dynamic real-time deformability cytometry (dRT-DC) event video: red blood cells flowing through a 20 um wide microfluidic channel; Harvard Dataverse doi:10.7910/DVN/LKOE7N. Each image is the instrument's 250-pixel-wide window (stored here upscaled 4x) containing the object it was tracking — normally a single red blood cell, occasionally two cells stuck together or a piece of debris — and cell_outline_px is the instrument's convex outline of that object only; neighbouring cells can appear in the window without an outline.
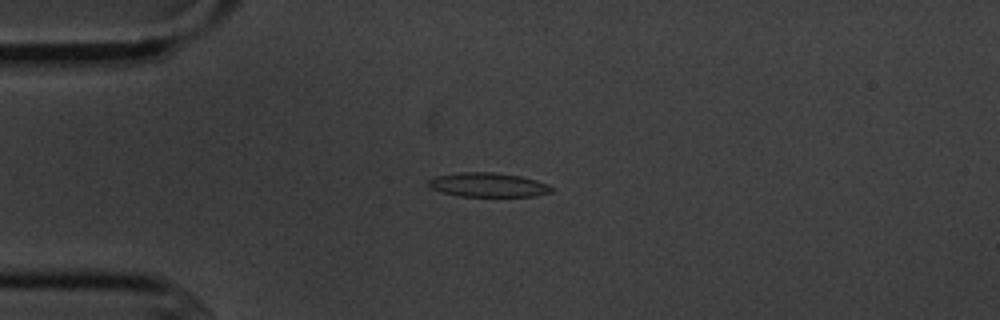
{"species": "common noctule bat (a hibernating species)", "species_latin": "Nyctalus noctula", "temperature_condition": "cold", "stored_images_in_passage": 8, "camera_frame_rate_fps": 3000, "um_per_image_px": 0.085, "animal": {"sex": "male", "body_mass_g": 20.1, "forearm_length_mm": 53.5}, "frame": {"image": 1, "passage_image": 2, "time_ms": 2.333, "image_size_px": [1000, 320], "cell_outline_px": [[552, 192], [536, 196], [460, 196], [440, 192], [428, 188], [428, 180], [436, 176], [460, 172], [492, 172], [520, 176], [536, 180], [548, 184], [552, 188]], "centroid_in_image_um": [41.45, 15.71], "position_along_channel_um": 43.5, "area_um2": 17.4}}
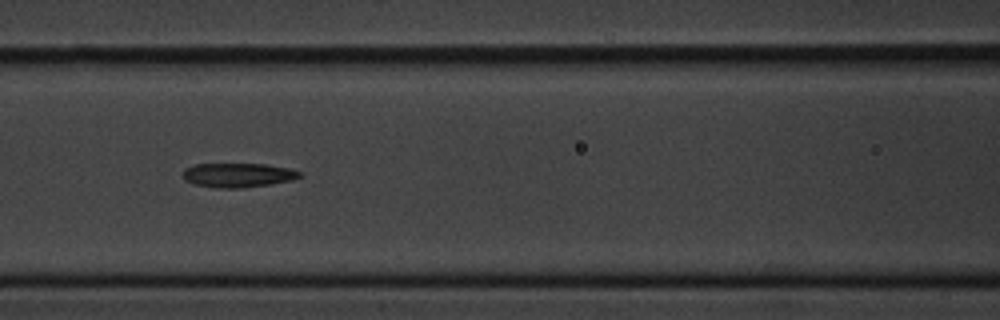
{"frame": {"image": 2, "passage_image": 5, "time_ms": 5.667, "image_size_px": [1000, 320], "cell_outline_px": [[300, 176], [292, 180], [272, 184], [244, 188], [216, 188], [196, 184], [184, 180], [184, 168], [196, 164], [264, 164], [288, 168], [300, 172]], "centroid_in_image_um": [20.22, 14.89], "position_along_channel_um": 146.4, "area_um2": 16.42}}
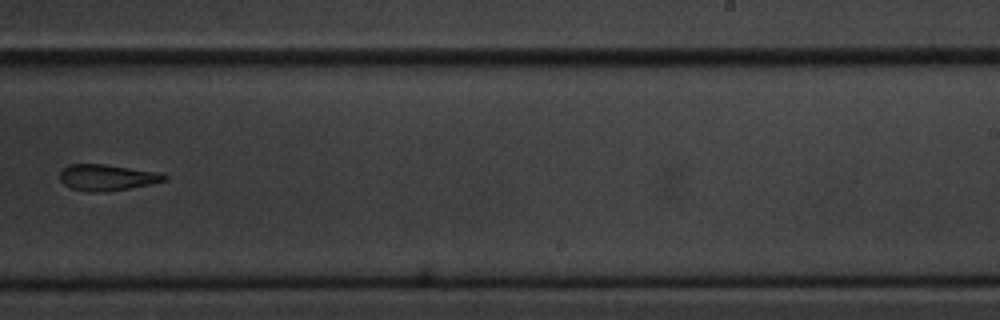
{"frame": {"image": 3, "passage_image": 8, "time_ms": 9.333, "image_size_px": [1000, 320], "cell_outline_px": [[168, 180], [128, 188], [104, 192], [88, 192], [72, 188], [64, 184], [60, 180], [60, 172], [68, 164], [104, 164], [160, 172], [168, 176]], "centroid_in_image_um": [9.1, 15.08], "position_along_channel_um": 279.9, "area_um2": 15.9}}